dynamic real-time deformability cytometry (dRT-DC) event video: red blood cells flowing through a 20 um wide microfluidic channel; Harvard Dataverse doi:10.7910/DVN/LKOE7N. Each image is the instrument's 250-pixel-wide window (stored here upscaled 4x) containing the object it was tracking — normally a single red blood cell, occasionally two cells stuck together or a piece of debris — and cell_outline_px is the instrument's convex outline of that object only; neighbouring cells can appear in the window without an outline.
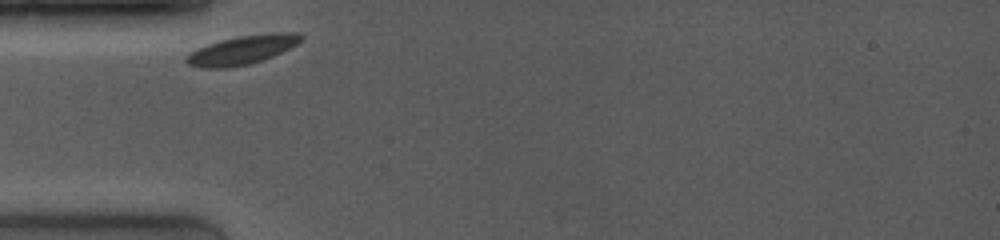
{"species": "common noctule bat (a hibernating species)", "species_latin": "Nyctalus noctula", "temperature_condition": "room temperature", "stored_images_in_passage": 42, "camera_frame_rate_fps": 4000, "um_per_image_px": 0.085, "animal": {"sex": "female", "body_mass_g": 19.0, "forearm_length_mm": 53.3}, "frame": {"image": 1, "passage_image": 1, "time_ms": 0.0, "image_size_px": [1000, 240], "cell_outline_px": [[304, 36], [296, 44], [272, 56], [248, 64], [228, 68], [200, 68], [188, 64], [184, 60], [184, 56], [188, 52], [196, 48], [220, 40], [236, 36], [272, 32], [300, 32]], "centroid_in_image_um": [20.52, 4.23], "position_along_channel_um": 64.5, "area_um2": 19.42}}
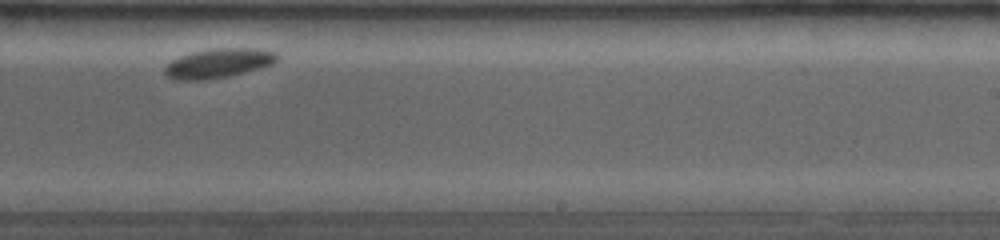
{"frame": {"image": 2, "passage_image": 27, "time_ms": 5.75, "image_size_px": [1000, 240], "cell_outline_px": [[280, 56], [272, 64], [260, 68], [228, 76], [204, 80], [176, 80], [168, 76], [164, 72], [164, 68], [172, 60], [180, 56], [192, 52], [212, 48], [256, 48], [276, 52]], "centroid_in_image_um": [18.58, 5.36], "position_along_channel_um": 270.4, "area_um2": 19.19}}
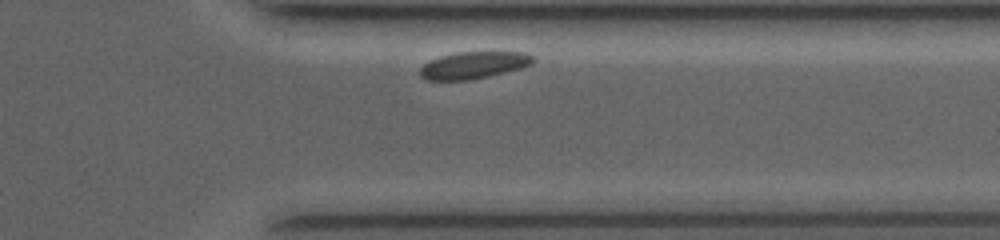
{"frame": {"image": 3, "passage_image": 39, "time_ms": 8.5, "image_size_px": [1000, 240], "cell_outline_px": [[536, 60], [532, 64], [520, 68], [488, 76], [468, 80], [428, 80], [420, 76], [420, 68], [428, 60], [440, 56], [456, 52], [524, 52], [532, 56]], "centroid_in_image_um": [40.23, 5.53], "position_along_channel_um": 371.2, "area_um2": 17.74}}